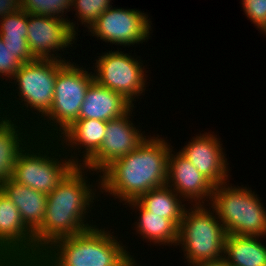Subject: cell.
I'll return each mask as SVG.
<instances>
[{
  "mask_svg": "<svg viewBox=\"0 0 266 266\" xmlns=\"http://www.w3.org/2000/svg\"><path fill=\"white\" fill-rule=\"evenodd\" d=\"M100 203V174L76 166L47 195L45 218L33 233L37 252L99 224L107 217Z\"/></svg>",
  "mask_w": 266,
  "mask_h": 266,
  "instance_id": "6da1fadb",
  "label": "cell"
},
{
  "mask_svg": "<svg viewBox=\"0 0 266 266\" xmlns=\"http://www.w3.org/2000/svg\"><path fill=\"white\" fill-rule=\"evenodd\" d=\"M168 134L157 126L134 151L114 160L100 173V202L107 216L126 202L166 185L168 156L177 144Z\"/></svg>",
  "mask_w": 266,
  "mask_h": 266,
  "instance_id": "7a4b0ae2",
  "label": "cell"
},
{
  "mask_svg": "<svg viewBox=\"0 0 266 266\" xmlns=\"http://www.w3.org/2000/svg\"><path fill=\"white\" fill-rule=\"evenodd\" d=\"M120 230L117 220L107 216L84 232L54 241L37 266H125L132 256Z\"/></svg>",
  "mask_w": 266,
  "mask_h": 266,
  "instance_id": "3957f363",
  "label": "cell"
},
{
  "mask_svg": "<svg viewBox=\"0 0 266 266\" xmlns=\"http://www.w3.org/2000/svg\"><path fill=\"white\" fill-rule=\"evenodd\" d=\"M65 61L23 63L0 90V114L34 127L51 109L58 68Z\"/></svg>",
  "mask_w": 266,
  "mask_h": 266,
  "instance_id": "277c9868",
  "label": "cell"
},
{
  "mask_svg": "<svg viewBox=\"0 0 266 266\" xmlns=\"http://www.w3.org/2000/svg\"><path fill=\"white\" fill-rule=\"evenodd\" d=\"M100 48L96 46L94 50L92 49L91 57L88 55L91 53V50H87V53L84 52L85 56H83V60H91L89 65L93 71L94 80L99 85L122 94L134 106L138 107L143 100V109H145V105L147 107L149 104L146 100L148 101V98H150L148 95L153 89L149 88V86L152 84L153 87L152 82H155V80L151 79L153 77L151 71H153L152 68L154 67L149 68L151 66L149 64L150 59L146 60L145 55L152 57L156 54L149 55L146 52L145 54L142 52V54L139 52L141 49L137 52L135 49H107L102 46V49L105 50L103 51ZM96 49H100V53L99 51L96 53ZM89 51L90 53H88ZM86 56L88 57L86 58Z\"/></svg>",
  "mask_w": 266,
  "mask_h": 266,
  "instance_id": "5b68a950",
  "label": "cell"
},
{
  "mask_svg": "<svg viewBox=\"0 0 266 266\" xmlns=\"http://www.w3.org/2000/svg\"><path fill=\"white\" fill-rule=\"evenodd\" d=\"M82 58L83 55L65 61L58 68L52 107L33 127L36 137L56 139L78 120L86 91L94 81L89 62L82 61Z\"/></svg>",
  "mask_w": 266,
  "mask_h": 266,
  "instance_id": "8992f818",
  "label": "cell"
},
{
  "mask_svg": "<svg viewBox=\"0 0 266 266\" xmlns=\"http://www.w3.org/2000/svg\"><path fill=\"white\" fill-rule=\"evenodd\" d=\"M232 181L234 178L214 187L209 205L227 234L266 237V203L263 195L260 197L257 188L252 189L254 185Z\"/></svg>",
  "mask_w": 266,
  "mask_h": 266,
  "instance_id": "52a82bcc",
  "label": "cell"
},
{
  "mask_svg": "<svg viewBox=\"0 0 266 266\" xmlns=\"http://www.w3.org/2000/svg\"><path fill=\"white\" fill-rule=\"evenodd\" d=\"M226 231L209 204L188 205L178 227L175 251L183 266L224 257ZM178 251H177V250ZM182 259V260H181Z\"/></svg>",
  "mask_w": 266,
  "mask_h": 266,
  "instance_id": "ba28073f",
  "label": "cell"
},
{
  "mask_svg": "<svg viewBox=\"0 0 266 266\" xmlns=\"http://www.w3.org/2000/svg\"><path fill=\"white\" fill-rule=\"evenodd\" d=\"M75 167L57 139L35 137L19 154L12 179L48 195Z\"/></svg>",
  "mask_w": 266,
  "mask_h": 266,
  "instance_id": "9c48e42d",
  "label": "cell"
},
{
  "mask_svg": "<svg viewBox=\"0 0 266 266\" xmlns=\"http://www.w3.org/2000/svg\"><path fill=\"white\" fill-rule=\"evenodd\" d=\"M120 209L117 210V212H115V214H113L112 216L115 218V220H117V223H119V226L122 230V233L124 235V238L127 244V248L132 257H139V256L143 257L144 256L148 258L151 256V258L153 259V258H156L154 256L152 257V255L155 253L154 250H156L157 254H161V255L163 251L165 252V250L167 251L168 249L170 250L166 252L165 254L167 253L171 254V252L175 250V247L178 241V227L170 219L163 218V215L152 214L148 210L144 209L136 200H131V201L126 202ZM123 218L124 219L126 218L128 220L125 219L124 221ZM121 222H123L122 225H121ZM134 237L136 240L134 239ZM131 241L133 243H131ZM145 243L147 245L145 246V248L147 247L146 250L144 248ZM137 244L139 245L138 249H136L137 247H135ZM140 244H142L143 246ZM139 248L143 251L141 252ZM161 249L163 251H161ZM158 250L161 252L159 253ZM145 253L148 256L147 255L145 256Z\"/></svg>",
  "mask_w": 266,
  "mask_h": 266,
  "instance_id": "30bf717a",
  "label": "cell"
},
{
  "mask_svg": "<svg viewBox=\"0 0 266 266\" xmlns=\"http://www.w3.org/2000/svg\"><path fill=\"white\" fill-rule=\"evenodd\" d=\"M118 6L112 5L105 10L85 32L86 34H81L80 40L82 35L84 38H86L85 36H90L91 40L93 38V42L99 41L98 43H100L101 41V45L92 43L93 47L95 45L102 46L103 43L104 47L108 49L137 48L136 50H138V48L142 47L141 50L144 51V48L146 49L145 45L149 44V39L153 40L152 36L155 32L153 30L154 23H152L154 22L152 20L153 17L150 12H144V10L139 8Z\"/></svg>",
  "mask_w": 266,
  "mask_h": 266,
  "instance_id": "8fae6325",
  "label": "cell"
},
{
  "mask_svg": "<svg viewBox=\"0 0 266 266\" xmlns=\"http://www.w3.org/2000/svg\"><path fill=\"white\" fill-rule=\"evenodd\" d=\"M27 31L26 39L34 59L69 61L81 56L80 50L84 55L83 52L87 48L92 49L90 41L89 45L81 44L83 40L79 42L80 37L71 29L70 23L64 19L28 14ZM82 45L86 46L85 50L82 49Z\"/></svg>",
  "mask_w": 266,
  "mask_h": 266,
  "instance_id": "7c38bea8",
  "label": "cell"
},
{
  "mask_svg": "<svg viewBox=\"0 0 266 266\" xmlns=\"http://www.w3.org/2000/svg\"><path fill=\"white\" fill-rule=\"evenodd\" d=\"M140 107H143V105L139 106V109L137 106H134L123 116L107 121L105 136L101 146L83 165L84 168L100 174L114 160L134 151L152 132V130L149 131V129H156L148 126L144 121L142 122V120H139L143 119L141 118L142 115H139V111L143 110ZM137 112L139 114H137ZM137 116L139 118H137Z\"/></svg>",
  "mask_w": 266,
  "mask_h": 266,
  "instance_id": "4fadbf2b",
  "label": "cell"
},
{
  "mask_svg": "<svg viewBox=\"0 0 266 266\" xmlns=\"http://www.w3.org/2000/svg\"><path fill=\"white\" fill-rule=\"evenodd\" d=\"M208 129H196L197 132L191 134L189 139L187 137L184 145L180 147V144H177V150L214 186H219L232 179L234 165L230 164L228 150L224 146L225 143H222L224 141L219 135L220 132L214 128L213 131Z\"/></svg>",
  "mask_w": 266,
  "mask_h": 266,
  "instance_id": "5bb4252c",
  "label": "cell"
},
{
  "mask_svg": "<svg viewBox=\"0 0 266 266\" xmlns=\"http://www.w3.org/2000/svg\"><path fill=\"white\" fill-rule=\"evenodd\" d=\"M166 185L188 205L210 204L215 187L175 146L168 156Z\"/></svg>",
  "mask_w": 266,
  "mask_h": 266,
  "instance_id": "9a60e30c",
  "label": "cell"
},
{
  "mask_svg": "<svg viewBox=\"0 0 266 266\" xmlns=\"http://www.w3.org/2000/svg\"><path fill=\"white\" fill-rule=\"evenodd\" d=\"M23 255L38 261L33 232L23 223L18 208L0 189V256Z\"/></svg>",
  "mask_w": 266,
  "mask_h": 266,
  "instance_id": "2e32d148",
  "label": "cell"
},
{
  "mask_svg": "<svg viewBox=\"0 0 266 266\" xmlns=\"http://www.w3.org/2000/svg\"><path fill=\"white\" fill-rule=\"evenodd\" d=\"M107 122L78 119L56 139L76 166H83L100 148Z\"/></svg>",
  "mask_w": 266,
  "mask_h": 266,
  "instance_id": "e0dca14e",
  "label": "cell"
},
{
  "mask_svg": "<svg viewBox=\"0 0 266 266\" xmlns=\"http://www.w3.org/2000/svg\"><path fill=\"white\" fill-rule=\"evenodd\" d=\"M35 137L31 125L0 114V186L13 177L19 154Z\"/></svg>",
  "mask_w": 266,
  "mask_h": 266,
  "instance_id": "ac0fdd59",
  "label": "cell"
},
{
  "mask_svg": "<svg viewBox=\"0 0 266 266\" xmlns=\"http://www.w3.org/2000/svg\"><path fill=\"white\" fill-rule=\"evenodd\" d=\"M133 107L122 94L101 86L94 80L86 91L78 119L107 122L123 116Z\"/></svg>",
  "mask_w": 266,
  "mask_h": 266,
  "instance_id": "d6986e66",
  "label": "cell"
},
{
  "mask_svg": "<svg viewBox=\"0 0 266 266\" xmlns=\"http://www.w3.org/2000/svg\"><path fill=\"white\" fill-rule=\"evenodd\" d=\"M0 189L18 208L23 223L34 233L45 218L47 195L12 178L4 182Z\"/></svg>",
  "mask_w": 266,
  "mask_h": 266,
  "instance_id": "ffe728a7",
  "label": "cell"
},
{
  "mask_svg": "<svg viewBox=\"0 0 266 266\" xmlns=\"http://www.w3.org/2000/svg\"><path fill=\"white\" fill-rule=\"evenodd\" d=\"M224 258L229 266H266V237L227 234Z\"/></svg>",
  "mask_w": 266,
  "mask_h": 266,
  "instance_id": "44dd1931",
  "label": "cell"
},
{
  "mask_svg": "<svg viewBox=\"0 0 266 266\" xmlns=\"http://www.w3.org/2000/svg\"><path fill=\"white\" fill-rule=\"evenodd\" d=\"M136 201L152 214L163 215L177 227L188 204L169 186L165 185L140 195Z\"/></svg>",
  "mask_w": 266,
  "mask_h": 266,
  "instance_id": "7402d4cb",
  "label": "cell"
},
{
  "mask_svg": "<svg viewBox=\"0 0 266 266\" xmlns=\"http://www.w3.org/2000/svg\"><path fill=\"white\" fill-rule=\"evenodd\" d=\"M28 14L22 9L0 19V37L23 63L33 61L27 42Z\"/></svg>",
  "mask_w": 266,
  "mask_h": 266,
  "instance_id": "603a6c76",
  "label": "cell"
},
{
  "mask_svg": "<svg viewBox=\"0 0 266 266\" xmlns=\"http://www.w3.org/2000/svg\"><path fill=\"white\" fill-rule=\"evenodd\" d=\"M114 0H73L68 19L71 29L80 37L93 25L99 16L113 5ZM72 12V13H71ZM80 25V26H79ZM80 27L83 29H80ZM83 30V31H81Z\"/></svg>",
  "mask_w": 266,
  "mask_h": 266,
  "instance_id": "cb8c5ba5",
  "label": "cell"
},
{
  "mask_svg": "<svg viewBox=\"0 0 266 266\" xmlns=\"http://www.w3.org/2000/svg\"><path fill=\"white\" fill-rule=\"evenodd\" d=\"M73 0H21V9L27 14L55 17L68 21ZM70 15V16H69Z\"/></svg>",
  "mask_w": 266,
  "mask_h": 266,
  "instance_id": "d4e9b609",
  "label": "cell"
},
{
  "mask_svg": "<svg viewBox=\"0 0 266 266\" xmlns=\"http://www.w3.org/2000/svg\"><path fill=\"white\" fill-rule=\"evenodd\" d=\"M241 11L254 25L260 36H266V0H240Z\"/></svg>",
  "mask_w": 266,
  "mask_h": 266,
  "instance_id": "484cf974",
  "label": "cell"
},
{
  "mask_svg": "<svg viewBox=\"0 0 266 266\" xmlns=\"http://www.w3.org/2000/svg\"><path fill=\"white\" fill-rule=\"evenodd\" d=\"M23 62L14 55V52L5 46L0 37V90L19 70Z\"/></svg>",
  "mask_w": 266,
  "mask_h": 266,
  "instance_id": "4316f807",
  "label": "cell"
},
{
  "mask_svg": "<svg viewBox=\"0 0 266 266\" xmlns=\"http://www.w3.org/2000/svg\"><path fill=\"white\" fill-rule=\"evenodd\" d=\"M0 266H37V261L23 255H2Z\"/></svg>",
  "mask_w": 266,
  "mask_h": 266,
  "instance_id": "83f0119b",
  "label": "cell"
},
{
  "mask_svg": "<svg viewBox=\"0 0 266 266\" xmlns=\"http://www.w3.org/2000/svg\"><path fill=\"white\" fill-rule=\"evenodd\" d=\"M21 10V0H0V19Z\"/></svg>",
  "mask_w": 266,
  "mask_h": 266,
  "instance_id": "f1b7e54d",
  "label": "cell"
},
{
  "mask_svg": "<svg viewBox=\"0 0 266 266\" xmlns=\"http://www.w3.org/2000/svg\"><path fill=\"white\" fill-rule=\"evenodd\" d=\"M186 266H229V264L226 262L225 258L222 257L220 259L200 261Z\"/></svg>",
  "mask_w": 266,
  "mask_h": 266,
  "instance_id": "f546056e",
  "label": "cell"
},
{
  "mask_svg": "<svg viewBox=\"0 0 266 266\" xmlns=\"http://www.w3.org/2000/svg\"><path fill=\"white\" fill-rule=\"evenodd\" d=\"M141 258V260H139ZM151 259V257L150 258H148V259H146V257H132L131 259H130V261H129V266H153V265H151V263L152 262H157V260L155 261H152V259ZM143 260L145 261V262H147L146 260H148V262L150 263H145V262H143ZM143 263V264H142ZM148 264V265H147ZM160 266V265H159ZM167 266H170V265H167Z\"/></svg>",
  "mask_w": 266,
  "mask_h": 266,
  "instance_id": "4dcf8cb0",
  "label": "cell"
}]
</instances>
